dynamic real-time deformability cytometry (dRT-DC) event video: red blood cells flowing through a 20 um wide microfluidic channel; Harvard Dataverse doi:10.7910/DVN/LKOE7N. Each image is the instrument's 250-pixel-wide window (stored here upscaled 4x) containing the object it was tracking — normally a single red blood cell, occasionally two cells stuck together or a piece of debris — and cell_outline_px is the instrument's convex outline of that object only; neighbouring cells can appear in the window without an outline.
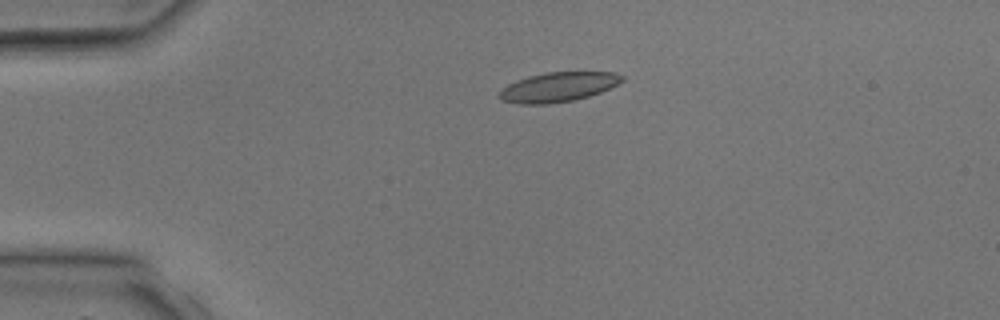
{"species": "common noctule bat (a hibernating species)", "species_latin": "Nyctalus noctula", "temperature_condition": "room temperature", "stored_images_in_passage": 5, "camera_frame_rate_fps": 3000, "um_per_image_px": 0.085, "animal": {"sex": "male", "body_mass_g": 17.9, "forearm_length_mm": 54.2}, "frame": {"image": 1, "passage_image": 3, "time_ms": 2.333, "image_size_px": [1000, 320], "cell_outline_px": [[624, 80], [600, 92], [588, 96], [572, 100], [548, 104], [520, 104], [504, 100], [496, 96], [508, 84], [516, 80], [528, 76], [548, 72], [616, 72], [624, 76]], "centroid_in_image_um": [47.44, 7.39], "position_along_channel_um": 37.6, "area_um2": 20.92}}